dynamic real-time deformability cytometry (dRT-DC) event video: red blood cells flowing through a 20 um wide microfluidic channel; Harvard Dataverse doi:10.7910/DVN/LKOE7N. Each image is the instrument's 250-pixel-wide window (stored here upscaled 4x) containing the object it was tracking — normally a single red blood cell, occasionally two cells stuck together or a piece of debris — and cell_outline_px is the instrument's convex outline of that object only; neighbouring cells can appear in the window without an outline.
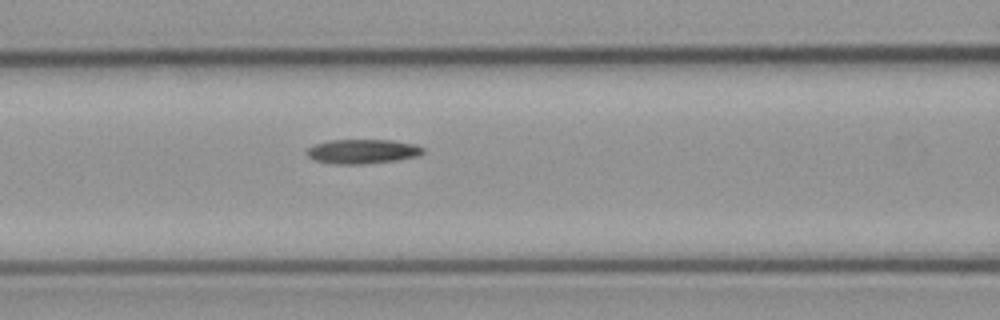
{"species": "common noctule bat (a hibernating species)", "species_latin": "Nyctalus noctula", "temperature_condition": "cold", "stored_images_in_passage": 5, "camera_frame_rate_fps": 3000, "um_per_image_px": 0.085, "animal": {"sex": "male", "body_mass_g": 23.1, "forearm_length_mm": 52.7}, "frame": {"image": 1, "passage_image": 5, "time_ms": 5.667, "image_size_px": [1000, 320], "cell_outline_px": [[424, 152], [416, 156], [396, 160], [360, 164], [336, 164], [316, 160], [308, 156], [304, 152], [312, 144], [332, 140], [392, 140], [416, 144], [424, 148]], "centroid_in_image_um": [30.79, 12.86], "position_along_channel_um": 135.8, "area_um2": 16.47}}